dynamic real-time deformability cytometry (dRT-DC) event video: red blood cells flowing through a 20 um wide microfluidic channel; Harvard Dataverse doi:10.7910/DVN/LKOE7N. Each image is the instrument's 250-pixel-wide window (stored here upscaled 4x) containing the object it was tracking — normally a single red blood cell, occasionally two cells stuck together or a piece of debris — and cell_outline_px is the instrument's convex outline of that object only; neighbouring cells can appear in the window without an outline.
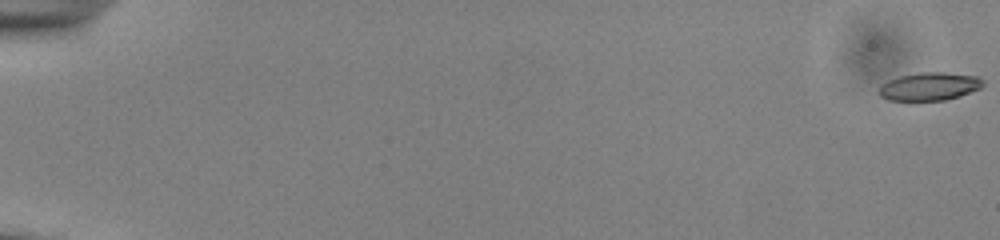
{"species": "common noctule bat (a hibernating species)", "species_latin": "Nyctalus noctula", "temperature_condition": "cold", "stored_images_in_passage": 4, "camera_frame_rate_fps": 3000, "um_per_image_px": 0.085, "animal": {"sex": "male", "body_mass_g": 13.0, "forearm_length_mm": 53.1}, "frame": {"image": 1, "passage_image": 1, "time_ms": 0.0, "image_size_px": [1000, 240], "cell_outline_px": [[984, 84], [980, 88], [960, 96], [944, 100], [888, 100], [880, 96], [876, 92], [880, 84], [888, 80], [900, 76], [924, 72], [944, 72], [980, 76], [984, 80]], "centroid_in_image_um": [78.99, 7.34], "position_along_channel_um": 6.0, "area_um2": 17.17}}